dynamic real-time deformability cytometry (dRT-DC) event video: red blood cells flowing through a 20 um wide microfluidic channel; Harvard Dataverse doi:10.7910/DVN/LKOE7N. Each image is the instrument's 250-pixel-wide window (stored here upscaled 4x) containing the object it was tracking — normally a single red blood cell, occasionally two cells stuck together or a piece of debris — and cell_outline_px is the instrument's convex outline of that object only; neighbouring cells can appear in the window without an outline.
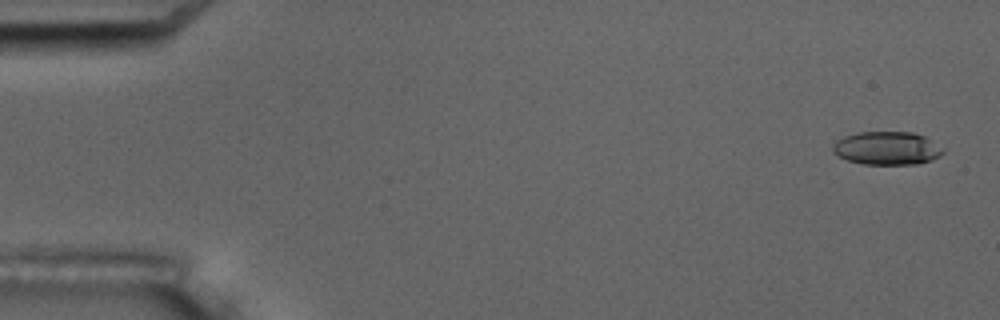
{"species": "common noctule bat (a hibernating species)", "species_latin": "Nyctalus noctula", "temperature_condition": "room temperature", "stored_images_in_passage": 17, "camera_frame_rate_fps": 3000, "um_per_image_px": 0.085, "animal": {"sex": "male", "body_mass_g": 17.5, "forearm_length_mm": 52.3}, "frame": {"image": 1, "passage_image": 1, "time_ms": 0.0, "image_size_px": [1000, 320], "cell_outline_px": [[944, 152], [940, 156], [932, 160], [916, 164], [864, 164], [848, 160], [836, 156], [832, 152], [832, 144], [836, 140], [844, 136], [860, 132], [912, 132], [924, 136], [944, 148]], "centroid_in_image_um": [75.37, 12.6], "position_along_channel_um": 9.6, "area_um2": 21.5}}
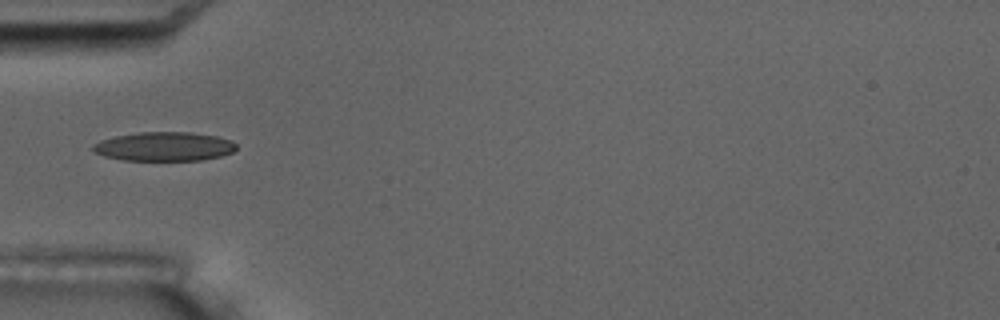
{"frame": {"image": 2, "passage_image": 6, "time_ms": 5.667, "image_size_px": [1000, 320], "cell_outline_px": [[236, 148], [232, 152], [220, 156], [200, 160], [124, 160], [104, 156], [96, 152], [92, 148], [92, 144], [100, 140], [116, 136], [140, 132], [188, 132], [216, 136], [232, 140], [236, 144]], "centroid_in_image_um": [13.95, 12.45], "position_along_channel_um": 71.0, "area_um2": 24.1}, "authors_computed_cell_mechanics": {"area_um2": 23.0622, "velocity_mm_per_s": 3.4782, "shape_relaxation_time_tau1_ms": null, "shape_relaxation_time_tau2_ms": 2.792, "deformation_change_tau1": null, "deformation_change_tau2": 0.1015}}